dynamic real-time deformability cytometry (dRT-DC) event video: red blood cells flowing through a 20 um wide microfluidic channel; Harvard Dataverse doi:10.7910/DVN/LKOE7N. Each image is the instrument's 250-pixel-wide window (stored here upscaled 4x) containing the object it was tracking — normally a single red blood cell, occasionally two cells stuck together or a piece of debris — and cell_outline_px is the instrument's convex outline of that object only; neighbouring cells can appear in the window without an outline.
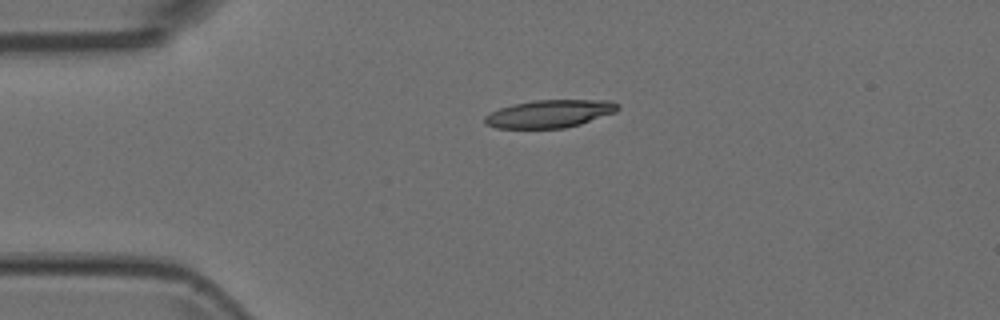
{"species": "Egyptian fruit bat (a non-hibernating species)", "species_latin": "Rousettus aegyptiacus", "temperature_condition": "room temperature", "stored_images_in_passage": 2, "camera_frame_rate_fps": 3000, "um_per_image_px": 0.085, "animal": {"sex": "female"}, "frame": {"image": 1, "passage_image": 1, "time_ms": 0.0, "image_size_px": [1000, 320], "cell_outline_px": [[620, 108], [616, 112], [580, 124], [564, 128], [496, 128], [484, 124], [484, 116], [500, 108], [512, 104], [536, 100], [608, 100], [620, 104]], "centroid_in_image_um": [46.73, 9.66], "position_along_channel_um": 38.3, "area_um2": 21.56}}